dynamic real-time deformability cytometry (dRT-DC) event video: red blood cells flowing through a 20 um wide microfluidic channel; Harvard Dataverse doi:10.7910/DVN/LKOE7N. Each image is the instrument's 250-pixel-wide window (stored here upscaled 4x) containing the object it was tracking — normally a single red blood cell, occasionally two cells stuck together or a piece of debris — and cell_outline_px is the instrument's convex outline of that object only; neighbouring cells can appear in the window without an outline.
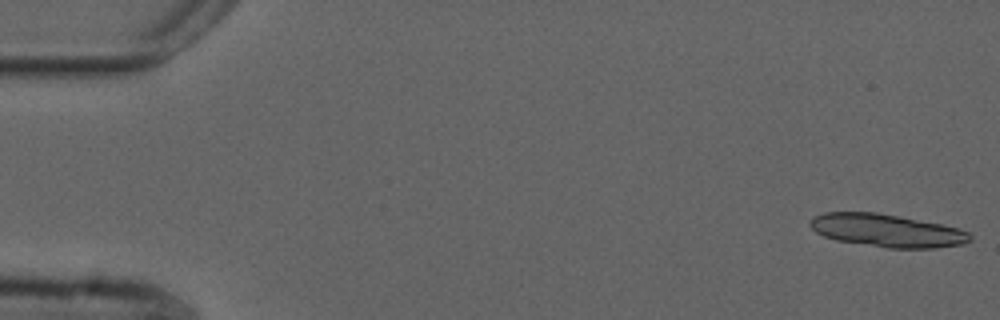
{"species": "common noctule bat (a hibernating species)", "species_latin": "Nyctalus noctula", "temperature_condition": "cold", "stored_images_in_passage": 15, "camera_frame_rate_fps": 3000, "um_per_image_px": 0.085, "animal": {"sex": "male", "forearm_length_mm": 52.5}, "frame": {"image": 1, "passage_image": 1, "time_ms": 0.0, "image_size_px": [1000, 320], "cell_outline_px": [[972, 240], [964, 244], [936, 248], [888, 248], [836, 240], [824, 236], [816, 232], [808, 224], [808, 220], [812, 216], [824, 212], [876, 212], [940, 224], [960, 228], [968, 232], [972, 236]], "centroid_in_image_um": [75.37, 19.59], "position_along_channel_um": 9.6, "area_um2": 30.75}}